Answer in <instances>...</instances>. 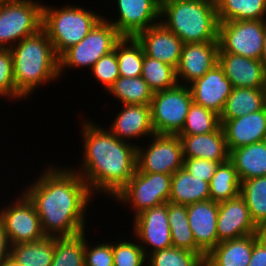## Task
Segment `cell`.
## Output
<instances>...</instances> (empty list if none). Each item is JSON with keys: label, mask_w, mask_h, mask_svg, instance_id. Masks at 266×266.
Masks as SVG:
<instances>
[{"label": "cell", "mask_w": 266, "mask_h": 266, "mask_svg": "<svg viewBox=\"0 0 266 266\" xmlns=\"http://www.w3.org/2000/svg\"><path fill=\"white\" fill-rule=\"evenodd\" d=\"M218 64L233 87L263 88L266 83V67L261 60L218 53Z\"/></svg>", "instance_id": "44dd1931"}, {"label": "cell", "mask_w": 266, "mask_h": 266, "mask_svg": "<svg viewBox=\"0 0 266 266\" xmlns=\"http://www.w3.org/2000/svg\"><path fill=\"white\" fill-rule=\"evenodd\" d=\"M228 151L266 140V109L220 121Z\"/></svg>", "instance_id": "7402d4cb"}, {"label": "cell", "mask_w": 266, "mask_h": 266, "mask_svg": "<svg viewBox=\"0 0 266 266\" xmlns=\"http://www.w3.org/2000/svg\"><path fill=\"white\" fill-rule=\"evenodd\" d=\"M219 162L200 159L184 158L183 168L186 169L193 177L202 178L210 183L212 176L215 174Z\"/></svg>", "instance_id": "7bdbcfd3"}, {"label": "cell", "mask_w": 266, "mask_h": 266, "mask_svg": "<svg viewBox=\"0 0 266 266\" xmlns=\"http://www.w3.org/2000/svg\"><path fill=\"white\" fill-rule=\"evenodd\" d=\"M81 124L83 157L80 165L73 169L86 182L93 196L99 193V196L104 194L113 199L136 171L138 141L132 144L119 140L90 118H82Z\"/></svg>", "instance_id": "7a4b0ae2"}, {"label": "cell", "mask_w": 266, "mask_h": 266, "mask_svg": "<svg viewBox=\"0 0 266 266\" xmlns=\"http://www.w3.org/2000/svg\"><path fill=\"white\" fill-rule=\"evenodd\" d=\"M0 266H16L12 261L8 260L1 264Z\"/></svg>", "instance_id": "7dc6e473"}, {"label": "cell", "mask_w": 266, "mask_h": 266, "mask_svg": "<svg viewBox=\"0 0 266 266\" xmlns=\"http://www.w3.org/2000/svg\"><path fill=\"white\" fill-rule=\"evenodd\" d=\"M127 239L112 243L114 266H146L147 257L139 242Z\"/></svg>", "instance_id": "f35d334b"}, {"label": "cell", "mask_w": 266, "mask_h": 266, "mask_svg": "<svg viewBox=\"0 0 266 266\" xmlns=\"http://www.w3.org/2000/svg\"><path fill=\"white\" fill-rule=\"evenodd\" d=\"M135 38L141 44L144 55L177 68L184 43L161 22L141 31Z\"/></svg>", "instance_id": "d6986e66"}, {"label": "cell", "mask_w": 266, "mask_h": 266, "mask_svg": "<svg viewBox=\"0 0 266 266\" xmlns=\"http://www.w3.org/2000/svg\"><path fill=\"white\" fill-rule=\"evenodd\" d=\"M240 179L234 165L228 160L219 164L209 183L210 200L227 201L240 194Z\"/></svg>", "instance_id": "d6a6232c"}, {"label": "cell", "mask_w": 266, "mask_h": 266, "mask_svg": "<svg viewBox=\"0 0 266 266\" xmlns=\"http://www.w3.org/2000/svg\"><path fill=\"white\" fill-rule=\"evenodd\" d=\"M264 108L263 88L233 87L220 114V121H227Z\"/></svg>", "instance_id": "83f0119b"}, {"label": "cell", "mask_w": 266, "mask_h": 266, "mask_svg": "<svg viewBox=\"0 0 266 266\" xmlns=\"http://www.w3.org/2000/svg\"><path fill=\"white\" fill-rule=\"evenodd\" d=\"M263 92H264V108L266 109V83L263 87Z\"/></svg>", "instance_id": "c3c4849f"}, {"label": "cell", "mask_w": 266, "mask_h": 266, "mask_svg": "<svg viewBox=\"0 0 266 266\" xmlns=\"http://www.w3.org/2000/svg\"><path fill=\"white\" fill-rule=\"evenodd\" d=\"M220 126V115L193 102L183 128L177 135L207 134L216 131Z\"/></svg>", "instance_id": "8d00e7d4"}, {"label": "cell", "mask_w": 266, "mask_h": 266, "mask_svg": "<svg viewBox=\"0 0 266 266\" xmlns=\"http://www.w3.org/2000/svg\"><path fill=\"white\" fill-rule=\"evenodd\" d=\"M254 245V234L222 241L208 254L205 266H248Z\"/></svg>", "instance_id": "cb8c5ba5"}, {"label": "cell", "mask_w": 266, "mask_h": 266, "mask_svg": "<svg viewBox=\"0 0 266 266\" xmlns=\"http://www.w3.org/2000/svg\"><path fill=\"white\" fill-rule=\"evenodd\" d=\"M216 226L218 244L262 232L252 221L247 204L240 194L219 202Z\"/></svg>", "instance_id": "9a60e30c"}, {"label": "cell", "mask_w": 266, "mask_h": 266, "mask_svg": "<svg viewBox=\"0 0 266 266\" xmlns=\"http://www.w3.org/2000/svg\"><path fill=\"white\" fill-rule=\"evenodd\" d=\"M133 218L132 235L146 257L155 251L172 247L167 203L147 209Z\"/></svg>", "instance_id": "4fadbf2b"}, {"label": "cell", "mask_w": 266, "mask_h": 266, "mask_svg": "<svg viewBox=\"0 0 266 266\" xmlns=\"http://www.w3.org/2000/svg\"><path fill=\"white\" fill-rule=\"evenodd\" d=\"M160 3H163L164 1H167V0H158Z\"/></svg>", "instance_id": "681fc988"}, {"label": "cell", "mask_w": 266, "mask_h": 266, "mask_svg": "<svg viewBox=\"0 0 266 266\" xmlns=\"http://www.w3.org/2000/svg\"><path fill=\"white\" fill-rule=\"evenodd\" d=\"M61 6L43 4L42 9V29L58 57L79 43L104 17L89 8L69 3Z\"/></svg>", "instance_id": "5b68a950"}, {"label": "cell", "mask_w": 266, "mask_h": 266, "mask_svg": "<svg viewBox=\"0 0 266 266\" xmlns=\"http://www.w3.org/2000/svg\"><path fill=\"white\" fill-rule=\"evenodd\" d=\"M91 74L106 90L120 77L115 50L102 56L91 68Z\"/></svg>", "instance_id": "60d3db41"}, {"label": "cell", "mask_w": 266, "mask_h": 266, "mask_svg": "<svg viewBox=\"0 0 266 266\" xmlns=\"http://www.w3.org/2000/svg\"><path fill=\"white\" fill-rule=\"evenodd\" d=\"M167 214L171 230L172 246L198 253L206 259V255L197 247L189 226L187 206L168 201Z\"/></svg>", "instance_id": "f1b7e54d"}, {"label": "cell", "mask_w": 266, "mask_h": 266, "mask_svg": "<svg viewBox=\"0 0 266 266\" xmlns=\"http://www.w3.org/2000/svg\"><path fill=\"white\" fill-rule=\"evenodd\" d=\"M219 22L266 20V0H215Z\"/></svg>", "instance_id": "f546056e"}, {"label": "cell", "mask_w": 266, "mask_h": 266, "mask_svg": "<svg viewBox=\"0 0 266 266\" xmlns=\"http://www.w3.org/2000/svg\"><path fill=\"white\" fill-rule=\"evenodd\" d=\"M10 50L15 86L25 99L40 85L42 87L62 78L59 74V57L43 29L22 39Z\"/></svg>", "instance_id": "3957f363"}, {"label": "cell", "mask_w": 266, "mask_h": 266, "mask_svg": "<svg viewBox=\"0 0 266 266\" xmlns=\"http://www.w3.org/2000/svg\"><path fill=\"white\" fill-rule=\"evenodd\" d=\"M141 77L153 92L174 88L178 80L176 68L144 55Z\"/></svg>", "instance_id": "e575fe53"}, {"label": "cell", "mask_w": 266, "mask_h": 266, "mask_svg": "<svg viewBox=\"0 0 266 266\" xmlns=\"http://www.w3.org/2000/svg\"><path fill=\"white\" fill-rule=\"evenodd\" d=\"M86 233L87 231H85V266H114L112 242L105 240L103 243H96V245L92 243L91 246L86 239L88 237V233Z\"/></svg>", "instance_id": "b9f144b4"}, {"label": "cell", "mask_w": 266, "mask_h": 266, "mask_svg": "<svg viewBox=\"0 0 266 266\" xmlns=\"http://www.w3.org/2000/svg\"><path fill=\"white\" fill-rule=\"evenodd\" d=\"M195 104L210 109L220 115L233 86L223 69L216 64L201 78L188 85Z\"/></svg>", "instance_id": "e0dca14e"}, {"label": "cell", "mask_w": 266, "mask_h": 266, "mask_svg": "<svg viewBox=\"0 0 266 266\" xmlns=\"http://www.w3.org/2000/svg\"><path fill=\"white\" fill-rule=\"evenodd\" d=\"M43 170L22 192L33 203L45 236L71 237L87 231L86 213L94 197L86 182L68 165L50 164Z\"/></svg>", "instance_id": "6da1fadb"}, {"label": "cell", "mask_w": 266, "mask_h": 266, "mask_svg": "<svg viewBox=\"0 0 266 266\" xmlns=\"http://www.w3.org/2000/svg\"><path fill=\"white\" fill-rule=\"evenodd\" d=\"M261 61L264 63V65L266 67V32H265V38H264V45H263Z\"/></svg>", "instance_id": "bcb514c9"}, {"label": "cell", "mask_w": 266, "mask_h": 266, "mask_svg": "<svg viewBox=\"0 0 266 266\" xmlns=\"http://www.w3.org/2000/svg\"><path fill=\"white\" fill-rule=\"evenodd\" d=\"M160 22L183 43L218 42L215 0H167L161 3Z\"/></svg>", "instance_id": "277c9868"}, {"label": "cell", "mask_w": 266, "mask_h": 266, "mask_svg": "<svg viewBox=\"0 0 266 266\" xmlns=\"http://www.w3.org/2000/svg\"><path fill=\"white\" fill-rule=\"evenodd\" d=\"M218 42L184 43L176 68L180 85H190L218 64Z\"/></svg>", "instance_id": "2e32d148"}, {"label": "cell", "mask_w": 266, "mask_h": 266, "mask_svg": "<svg viewBox=\"0 0 266 266\" xmlns=\"http://www.w3.org/2000/svg\"><path fill=\"white\" fill-rule=\"evenodd\" d=\"M266 20L219 22L218 53H231L261 60Z\"/></svg>", "instance_id": "30bf717a"}, {"label": "cell", "mask_w": 266, "mask_h": 266, "mask_svg": "<svg viewBox=\"0 0 266 266\" xmlns=\"http://www.w3.org/2000/svg\"><path fill=\"white\" fill-rule=\"evenodd\" d=\"M240 195L247 204L252 221L266 232V176L241 181Z\"/></svg>", "instance_id": "4dcf8cb0"}, {"label": "cell", "mask_w": 266, "mask_h": 266, "mask_svg": "<svg viewBox=\"0 0 266 266\" xmlns=\"http://www.w3.org/2000/svg\"><path fill=\"white\" fill-rule=\"evenodd\" d=\"M121 110L113 119L112 124L108 125V130L119 140L134 143V139L141 141L149 139L155 134L152 125L151 106L150 104L127 105L122 104ZM143 137V138H142Z\"/></svg>", "instance_id": "ac0fdd59"}, {"label": "cell", "mask_w": 266, "mask_h": 266, "mask_svg": "<svg viewBox=\"0 0 266 266\" xmlns=\"http://www.w3.org/2000/svg\"><path fill=\"white\" fill-rule=\"evenodd\" d=\"M0 0V49H11L42 29V2Z\"/></svg>", "instance_id": "8992f818"}, {"label": "cell", "mask_w": 266, "mask_h": 266, "mask_svg": "<svg viewBox=\"0 0 266 266\" xmlns=\"http://www.w3.org/2000/svg\"><path fill=\"white\" fill-rule=\"evenodd\" d=\"M122 35L107 20L102 18L95 27L76 45L59 57L60 77L65 69L91 68L104 55L114 51ZM64 69V70H63Z\"/></svg>", "instance_id": "52a82bcc"}, {"label": "cell", "mask_w": 266, "mask_h": 266, "mask_svg": "<svg viewBox=\"0 0 266 266\" xmlns=\"http://www.w3.org/2000/svg\"><path fill=\"white\" fill-rule=\"evenodd\" d=\"M120 77L141 76L144 51L135 37H122L115 46Z\"/></svg>", "instance_id": "836d02e7"}, {"label": "cell", "mask_w": 266, "mask_h": 266, "mask_svg": "<svg viewBox=\"0 0 266 266\" xmlns=\"http://www.w3.org/2000/svg\"><path fill=\"white\" fill-rule=\"evenodd\" d=\"M172 175L135 171L127 185L112 199L133 210V216L169 201ZM127 205V206H126Z\"/></svg>", "instance_id": "ba28073f"}, {"label": "cell", "mask_w": 266, "mask_h": 266, "mask_svg": "<svg viewBox=\"0 0 266 266\" xmlns=\"http://www.w3.org/2000/svg\"><path fill=\"white\" fill-rule=\"evenodd\" d=\"M192 103V94L186 85L178 84L174 88L154 92L150 106L155 134L177 135Z\"/></svg>", "instance_id": "9c48e42d"}, {"label": "cell", "mask_w": 266, "mask_h": 266, "mask_svg": "<svg viewBox=\"0 0 266 266\" xmlns=\"http://www.w3.org/2000/svg\"><path fill=\"white\" fill-rule=\"evenodd\" d=\"M11 243L5 230L3 220L0 218V265L10 260Z\"/></svg>", "instance_id": "f6af8a7d"}, {"label": "cell", "mask_w": 266, "mask_h": 266, "mask_svg": "<svg viewBox=\"0 0 266 266\" xmlns=\"http://www.w3.org/2000/svg\"><path fill=\"white\" fill-rule=\"evenodd\" d=\"M178 136L182 142L184 158H200L220 164L229 160V151L221 126L207 134Z\"/></svg>", "instance_id": "603a6c76"}, {"label": "cell", "mask_w": 266, "mask_h": 266, "mask_svg": "<svg viewBox=\"0 0 266 266\" xmlns=\"http://www.w3.org/2000/svg\"><path fill=\"white\" fill-rule=\"evenodd\" d=\"M55 250V237L11 245L10 261L16 266H51Z\"/></svg>", "instance_id": "4316f807"}, {"label": "cell", "mask_w": 266, "mask_h": 266, "mask_svg": "<svg viewBox=\"0 0 266 266\" xmlns=\"http://www.w3.org/2000/svg\"><path fill=\"white\" fill-rule=\"evenodd\" d=\"M117 102L127 105L151 104L153 91L141 77H119L107 90Z\"/></svg>", "instance_id": "1f68e13d"}, {"label": "cell", "mask_w": 266, "mask_h": 266, "mask_svg": "<svg viewBox=\"0 0 266 266\" xmlns=\"http://www.w3.org/2000/svg\"><path fill=\"white\" fill-rule=\"evenodd\" d=\"M0 218L11 245L35 242L46 237L33 203L23 192L0 209Z\"/></svg>", "instance_id": "7c38bea8"}, {"label": "cell", "mask_w": 266, "mask_h": 266, "mask_svg": "<svg viewBox=\"0 0 266 266\" xmlns=\"http://www.w3.org/2000/svg\"><path fill=\"white\" fill-rule=\"evenodd\" d=\"M207 200H210L209 182L193 177L183 167L172 175L170 202L187 206Z\"/></svg>", "instance_id": "484cf974"}, {"label": "cell", "mask_w": 266, "mask_h": 266, "mask_svg": "<svg viewBox=\"0 0 266 266\" xmlns=\"http://www.w3.org/2000/svg\"><path fill=\"white\" fill-rule=\"evenodd\" d=\"M248 266H266V232L254 234V245Z\"/></svg>", "instance_id": "ee69618b"}, {"label": "cell", "mask_w": 266, "mask_h": 266, "mask_svg": "<svg viewBox=\"0 0 266 266\" xmlns=\"http://www.w3.org/2000/svg\"><path fill=\"white\" fill-rule=\"evenodd\" d=\"M219 203L212 200L187 205L189 226L197 247L208 255L218 244L217 217Z\"/></svg>", "instance_id": "ffe728a7"}, {"label": "cell", "mask_w": 266, "mask_h": 266, "mask_svg": "<svg viewBox=\"0 0 266 266\" xmlns=\"http://www.w3.org/2000/svg\"><path fill=\"white\" fill-rule=\"evenodd\" d=\"M149 140L147 145L137 146V171L173 175L183 167V146L178 135L154 134Z\"/></svg>", "instance_id": "8fae6325"}, {"label": "cell", "mask_w": 266, "mask_h": 266, "mask_svg": "<svg viewBox=\"0 0 266 266\" xmlns=\"http://www.w3.org/2000/svg\"><path fill=\"white\" fill-rule=\"evenodd\" d=\"M11 102L25 99L16 89L13 70V56L10 49H0V98Z\"/></svg>", "instance_id": "ab89813d"}, {"label": "cell", "mask_w": 266, "mask_h": 266, "mask_svg": "<svg viewBox=\"0 0 266 266\" xmlns=\"http://www.w3.org/2000/svg\"><path fill=\"white\" fill-rule=\"evenodd\" d=\"M146 266H205V259L198 253L172 246L149 254Z\"/></svg>", "instance_id": "74e56055"}, {"label": "cell", "mask_w": 266, "mask_h": 266, "mask_svg": "<svg viewBox=\"0 0 266 266\" xmlns=\"http://www.w3.org/2000/svg\"><path fill=\"white\" fill-rule=\"evenodd\" d=\"M229 161L234 165L240 182L266 176V140L230 150Z\"/></svg>", "instance_id": "d4e9b609"}, {"label": "cell", "mask_w": 266, "mask_h": 266, "mask_svg": "<svg viewBox=\"0 0 266 266\" xmlns=\"http://www.w3.org/2000/svg\"><path fill=\"white\" fill-rule=\"evenodd\" d=\"M115 1L117 19L113 21L112 18H103L109 21L123 37H135L141 31L160 22L161 3L158 0Z\"/></svg>", "instance_id": "5bb4252c"}, {"label": "cell", "mask_w": 266, "mask_h": 266, "mask_svg": "<svg viewBox=\"0 0 266 266\" xmlns=\"http://www.w3.org/2000/svg\"><path fill=\"white\" fill-rule=\"evenodd\" d=\"M85 232L71 237H55L51 266H85Z\"/></svg>", "instance_id": "d590c367"}]
</instances>
